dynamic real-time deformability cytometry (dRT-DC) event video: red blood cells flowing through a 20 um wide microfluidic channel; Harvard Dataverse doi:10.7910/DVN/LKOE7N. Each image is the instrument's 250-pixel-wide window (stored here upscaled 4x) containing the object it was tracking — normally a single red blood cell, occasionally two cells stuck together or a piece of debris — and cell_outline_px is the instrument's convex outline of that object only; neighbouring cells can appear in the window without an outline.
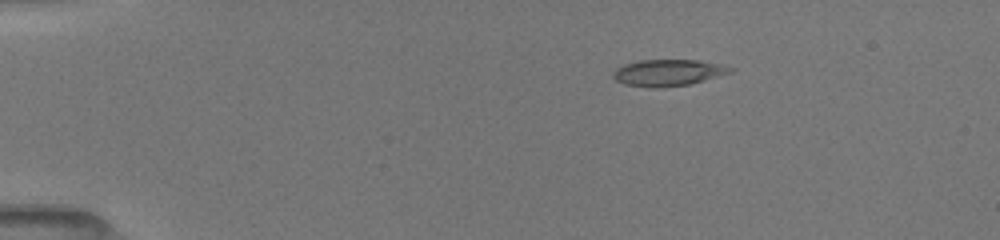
{"species": "common noctule bat (a hibernating species)", "species_latin": "Nyctalus noctula", "temperature_condition": "room temperature", "stored_images_in_passage": 10, "camera_frame_rate_fps": 3000, "um_per_image_px": 0.085, "animal": {"sex": "female", "body_mass_g": 19.5, "forearm_length_mm": 54.1}, "frame": {"image": 1, "passage_image": 5, "time_ms": 2.667, "image_size_px": [1000, 240], "cell_outline_px": [[736, 68], [732, 72], [692, 84], [652, 88], [648, 88], [624, 84], [616, 80], [612, 76], [612, 72], [616, 68], [624, 64], [640, 60], [700, 60], [724, 64]], "centroid_in_image_um": [56.82, 6.17], "position_along_channel_um": 28.2, "area_um2": 18.38}}
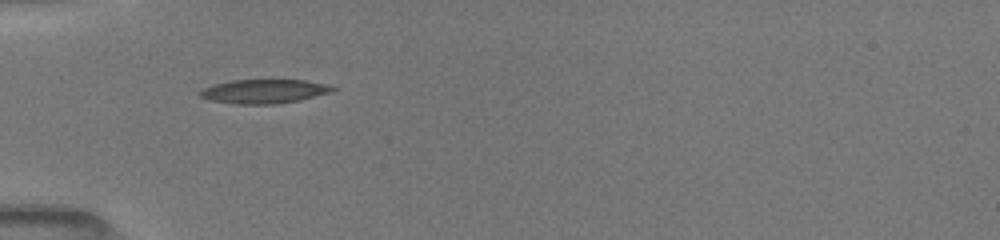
{"frame": {"image": 2, "passage_image": 9, "time_ms": 5.333, "image_size_px": [1000, 240], "cell_outline_px": [[340, 88], [332, 92], [300, 100], [272, 104], [232, 104], [212, 100], [200, 96], [196, 92], [212, 84], [232, 80], [304, 80], [332, 84]], "centroid_in_image_um": [22.5, 7.75], "position_along_channel_um": 62.5, "area_um2": 18.84}}
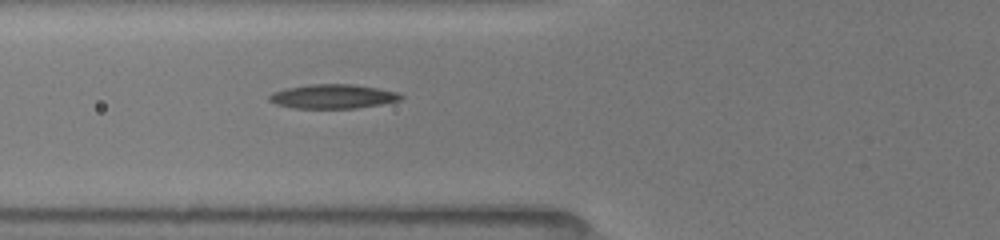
{"frame": {"image": 3, "passage_image": 10, "time_ms": 6.333, "image_size_px": [1000, 240], "cell_outline_px": [[404, 96], [400, 100], [380, 104], [356, 108], [296, 108], [276, 104], [268, 100], [268, 96], [272, 92], [288, 88], [312, 84], [352, 84], [376, 88], [396, 92]], "centroid_in_image_um": [28.27, 8.2], "position_along_channel_um": 97.5, "area_um2": 18.32}}